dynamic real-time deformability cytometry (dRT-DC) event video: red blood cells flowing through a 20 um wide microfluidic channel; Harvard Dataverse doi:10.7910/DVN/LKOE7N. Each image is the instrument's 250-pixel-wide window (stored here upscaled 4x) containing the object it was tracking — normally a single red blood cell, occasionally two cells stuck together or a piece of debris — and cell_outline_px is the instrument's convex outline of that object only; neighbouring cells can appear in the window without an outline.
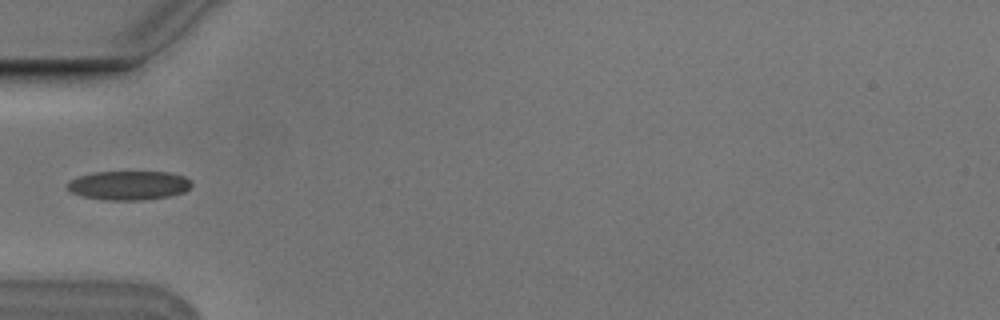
{"species": "Egyptian fruit bat (a non-hibernating species)", "species_latin": "Rousettus aegyptiacus", "temperature_condition": "cold", "stored_images_in_passage": 5, "camera_frame_rate_fps": 3000, "um_per_image_px": 0.085, "animal": {"sex": "male"}, "frame": {"image": 1, "passage_image": 5, "time_ms": 1.333, "image_size_px": [1000, 320], "cell_outline_px": [[192, 184], [184, 192], [168, 196], [144, 200], [104, 200], [80, 196], [72, 192], [68, 188], [68, 180], [92, 172], [168, 172], [184, 176], [192, 180]], "centroid_in_image_um": [10.94, 15.76], "position_along_channel_um": 74.1, "area_um2": 21.1}}